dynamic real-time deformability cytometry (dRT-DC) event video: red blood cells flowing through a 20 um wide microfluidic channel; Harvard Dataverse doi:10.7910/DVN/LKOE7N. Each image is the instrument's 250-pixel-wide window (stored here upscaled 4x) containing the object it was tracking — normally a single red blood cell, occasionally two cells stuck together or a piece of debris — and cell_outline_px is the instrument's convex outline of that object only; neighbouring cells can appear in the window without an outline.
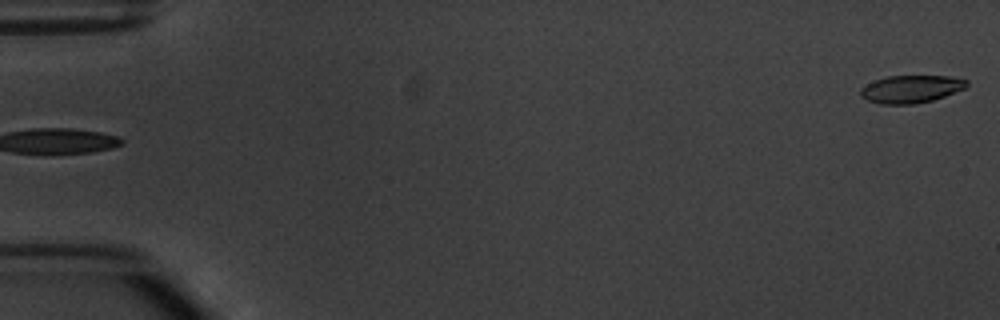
{"species": "common noctule bat (a hibernating species)", "species_latin": "Nyctalus noctula", "temperature_condition": "warm", "stored_images_in_passage": 5, "segment_of_instrument_passage": [2, 2], "camera_frame_rate_fps": 3000, "um_per_image_px": 0.085, "animal": {"sex": "male", "body_mass_g": 20.1, "forearm_length_mm": 53.5}, "frame": {"image": 1, "passage_image": 5, "time_ms": 5.0, "image_size_px": [1000, 320], "cell_outline_px": [[968, 84], [964, 88], [944, 96], [932, 100], [912, 104], [880, 104], [868, 100], [860, 96], [860, 88], [876, 80], [888, 76], [948, 76], [968, 80]], "centroid_in_image_um": [77.42, 7.57], "position_along_channel_um": 7.6, "area_um2": 16.88}}